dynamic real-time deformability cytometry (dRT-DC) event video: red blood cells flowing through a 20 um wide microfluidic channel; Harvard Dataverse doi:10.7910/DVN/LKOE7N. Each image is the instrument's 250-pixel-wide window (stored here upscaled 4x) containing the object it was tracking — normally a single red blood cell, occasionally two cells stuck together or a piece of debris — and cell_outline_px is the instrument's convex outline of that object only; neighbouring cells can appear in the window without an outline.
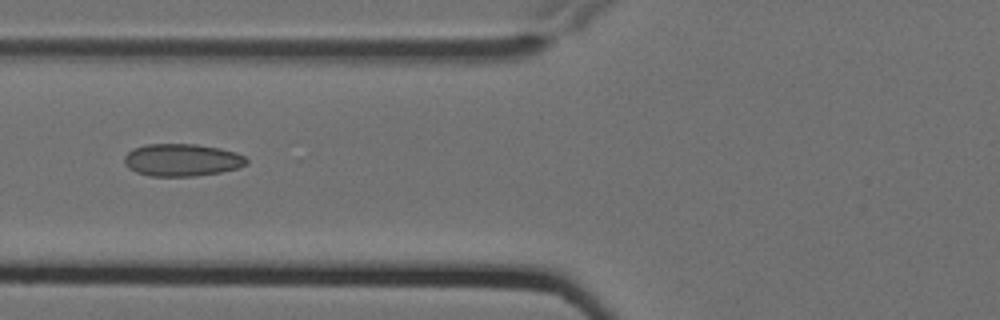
{"species": "Egyptian fruit bat (a non-hibernating species)", "species_latin": "Rousettus aegyptiacus", "temperature_condition": "cold", "stored_images_in_passage": 4, "camera_frame_rate_fps": 3000, "um_per_image_px": 0.085, "animal": {"sex": "female"}, "frame": {"image": 1, "passage_image": 2, "time_ms": 0.333, "image_size_px": [1000, 320], "cell_outline_px": [[248, 164], [236, 168], [220, 172], [196, 176], [152, 176], [136, 172], [128, 168], [124, 164], [124, 156], [132, 148], [144, 144], [196, 144], [220, 148], [236, 152], [244, 156], [248, 160]], "centroid_in_image_um": [15.45, 13.59], "position_along_channel_um": 110.4, "area_um2": 23.24}}
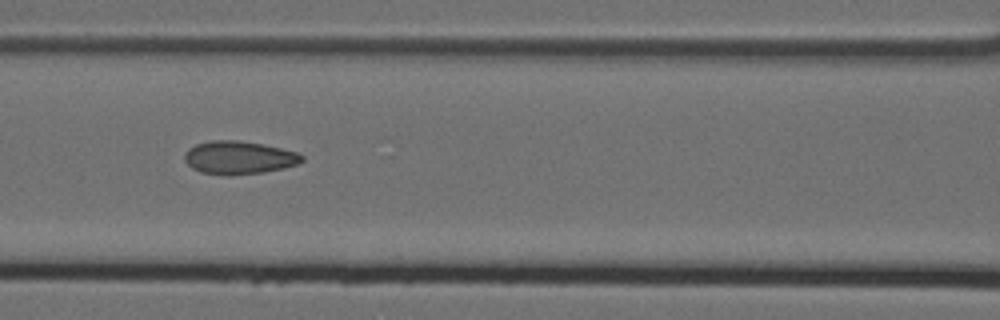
{"frame": {"image": 2, "passage_image": 3, "time_ms": 0.667, "image_size_px": [1000, 320], "cell_outline_px": [[304, 160], [300, 164], [264, 172], [232, 176], [224, 176], [200, 172], [192, 168], [184, 160], [184, 152], [188, 148], [196, 144], [212, 140], [240, 140], [264, 144], [296, 152], [304, 156]], "centroid_in_image_um": [20.29, 13.4], "position_along_channel_um": 146.3, "area_um2": 23.0}}
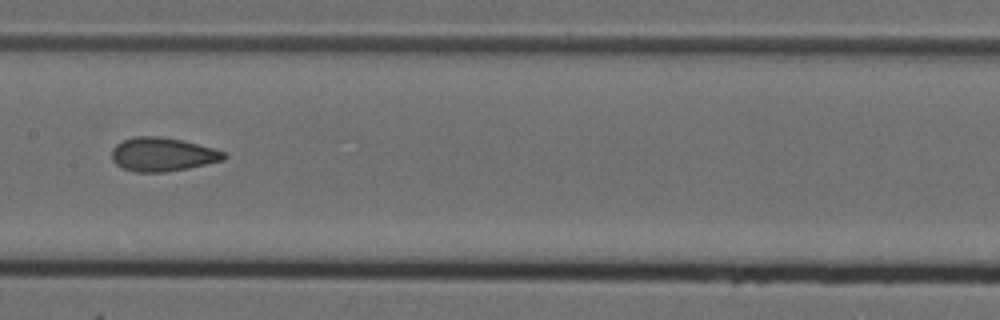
{"frame": {"image": 3, "passage_image": 4, "time_ms": 1.0, "image_size_px": [1000, 320], "cell_outline_px": [[228, 156], [224, 160], [188, 168], [164, 172], [136, 172], [124, 168], [116, 164], [112, 160], [112, 148], [116, 144], [132, 136], [160, 136], [184, 140], [212, 148], [224, 152]], "centroid_in_image_um": [13.81, 13.11], "position_along_channel_um": 193.6, "area_um2": 22.08}}